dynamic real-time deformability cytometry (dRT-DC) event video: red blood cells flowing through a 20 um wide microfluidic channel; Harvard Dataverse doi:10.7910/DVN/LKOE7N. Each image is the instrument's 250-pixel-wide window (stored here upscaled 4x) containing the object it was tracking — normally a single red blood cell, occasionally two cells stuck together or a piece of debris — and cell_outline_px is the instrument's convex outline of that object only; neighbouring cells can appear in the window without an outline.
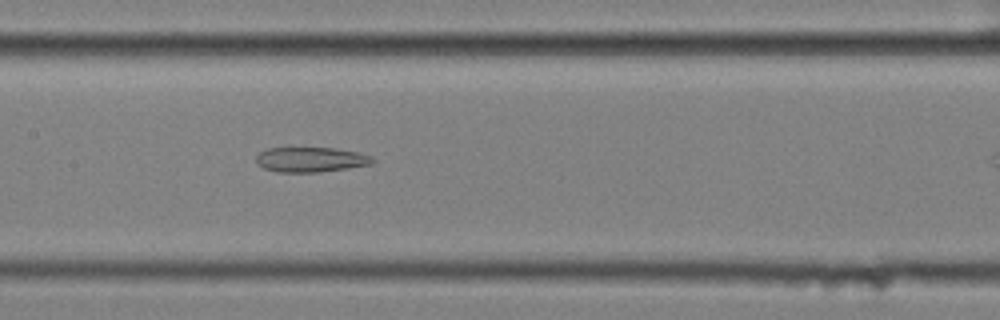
{"species": "common noctule bat (a hibernating species)", "species_latin": "Nyctalus noctula", "temperature_condition": "cold", "stored_images_in_passage": 40, "camera_frame_rate_fps": 3000, "um_per_image_px": 0.085, "animal": {"sex": "female", "body_mass_g": 25.1}, "frame": {"image": 1, "passage_image": 18, "time_ms": 5.667, "image_size_px": [1000, 320], "cell_outline_px": [[376, 160], [372, 164], [348, 168], [320, 172], [276, 172], [264, 168], [256, 164], [256, 156], [260, 152], [268, 148], [336, 148], [356, 152], [372, 156]], "centroid_in_image_um": [26.41, 13.57], "position_along_channel_um": 181.0, "area_um2": 16.99}}
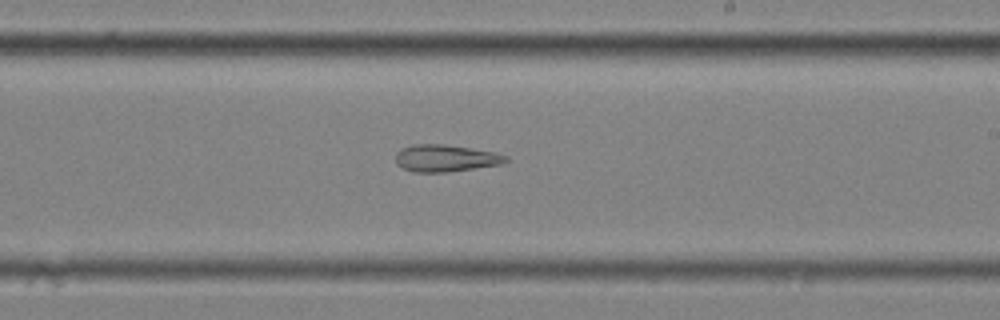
{"frame": {"image": 2, "passage_image": 24, "time_ms": 7.667, "image_size_px": [1000, 320], "cell_outline_px": [[508, 160], [500, 164], [448, 172], [412, 172], [396, 164], [396, 152], [400, 148], [412, 144], [444, 144], [496, 152], [508, 156]], "centroid_in_image_um": [37.84, 13.44], "position_along_channel_um": 251.2, "area_um2": 17.4}}
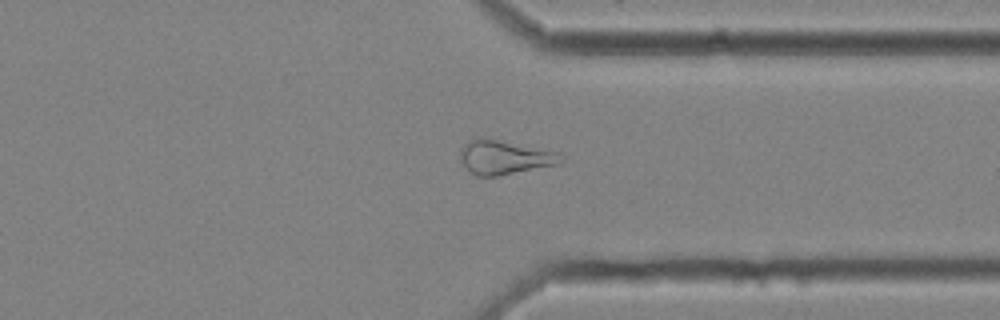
{"frame": {"image": 3, "passage_image": 34, "time_ms": 11.0, "image_size_px": [1000, 320], "cell_outline_px": [[564, 160], [556, 164], [496, 176], [476, 176], [460, 160], [460, 148], [468, 140], [480, 136], [488, 136], [556, 152], [564, 156]], "centroid_in_image_um": [42.83, 13.32], "position_along_channel_um": 368.6, "area_um2": 20.11}, "authors_computed_cell_mechanics": {"area_um2": 19.4786, "velocity_mm_per_s": 3.5104, "shape_relaxation_time_tau1_ms": null, "shape_relaxation_time_tau2_ms": 8.212, "deformation_change_tau1": null, "deformation_change_tau2": 0.2241}}